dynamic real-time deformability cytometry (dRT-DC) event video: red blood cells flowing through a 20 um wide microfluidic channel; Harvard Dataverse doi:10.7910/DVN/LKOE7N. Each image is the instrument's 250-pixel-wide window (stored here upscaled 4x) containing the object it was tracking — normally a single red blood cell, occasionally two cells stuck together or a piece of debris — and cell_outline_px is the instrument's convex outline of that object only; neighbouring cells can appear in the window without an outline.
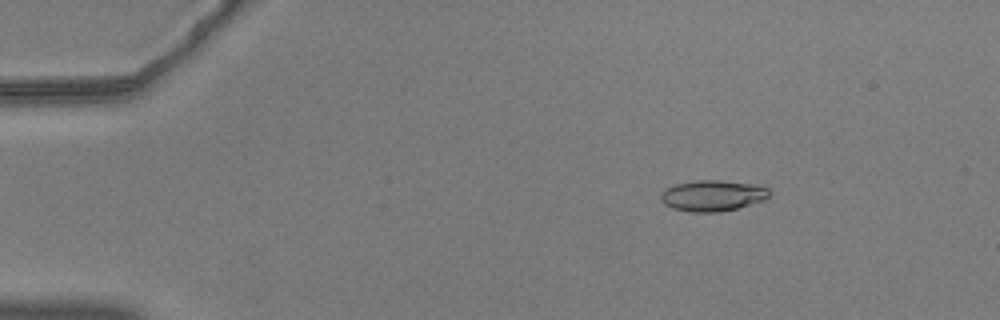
{"species": "common noctule bat (a hibernating species)", "species_latin": "Nyctalus noctula", "temperature_condition": "warm", "stored_images_in_passage": 19, "camera_frame_rate_fps": 3000, "um_per_image_px": 0.085, "animal": {"sex": "male", "body_mass_g": 20.5, "forearm_length_mm": 52.5}, "frame": {"image": 1, "passage_image": 9, "time_ms": 2.667, "image_size_px": [1000, 320], "cell_outline_px": [[772, 192], [764, 200], [736, 208], [720, 212], [688, 212], [672, 208], [664, 204], [660, 200], [660, 192], [664, 188], [676, 184], [696, 180], [720, 180], [760, 184], [768, 188]], "centroid_in_image_um": [60.56, 16.62], "position_along_channel_um": 24.4, "area_um2": 19.94}}